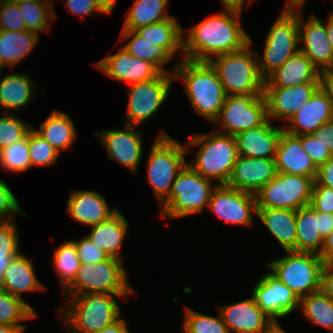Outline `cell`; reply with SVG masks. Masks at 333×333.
Here are the masks:
<instances>
[{
  "label": "cell",
  "instance_id": "cell-1",
  "mask_svg": "<svg viewBox=\"0 0 333 333\" xmlns=\"http://www.w3.org/2000/svg\"><path fill=\"white\" fill-rule=\"evenodd\" d=\"M242 12L225 9L189 29L183 41L184 59L209 62L213 56L236 52L250 43L241 28Z\"/></svg>",
  "mask_w": 333,
  "mask_h": 333
},
{
  "label": "cell",
  "instance_id": "cell-2",
  "mask_svg": "<svg viewBox=\"0 0 333 333\" xmlns=\"http://www.w3.org/2000/svg\"><path fill=\"white\" fill-rule=\"evenodd\" d=\"M171 71L175 80L184 81L185 91L196 113L214 122L220 114L226 93L211 64L183 58Z\"/></svg>",
  "mask_w": 333,
  "mask_h": 333
},
{
  "label": "cell",
  "instance_id": "cell-3",
  "mask_svg": "<svg viewBox=\"0 0 333 333\" xmlns=\"http://www.w3.org/2000/svg\"><path fill=\"white\" fill-rule=\"evenodd\" d=\"M134 294H82L72 296L68 305L57 311L72 333H90L113 324L122 315L115 297L126 299Z\"/></svg>",
  "mask_w": 333,
  "mask_h": 333
},
{
  "label": "cell",
  "instance_id": "cell-4",
  "mask_svg": "<svg viewBox=\"0 0 333 333\" xmlns=\"http://www.w3.org/2000/svg\"><path fill=\"white\" fill-rule=\"evenodd\" d=\"M187 145L199 146L195 162L188 164L206 179L226 185L238 157L235 137L215 131L191 136Z\"/></svg>",
  "mask_w": 333,
  "mask_h": 333
},
{
  "label": "cell",
  "instance_id": "cell-5",
  "mask_svg": "<svg viewBox=\"0 0 333 333\" xmlns=\"http://www.w3.org/2000/svg\"><path fill=\"white\" fill-rule=\"evenodd\" d=\"M252 39L243 49L211 59L218 78L228 95H263L264 79L258 69L257 53L251 49Z\"/></svg>",
  "mask_w": 333,
  "mask_h": 333
},
{
  "label": "cell",
  "instance_id": "cell-6",
  "mask_svg": "<svg viewBox=\"0 0 333 333\" xmlns=\"http://www.w3.org/2000/svg\"><path fill=\"white\" fill-rule=\"evenodd\" d=\"M213 183L187 163L178 173L169 196L161 203V218H182L202 212L217 187Z\"/></svg>",
  "mask_w": 333,
  "mask_h": 333
},
{
  "label": "cell",
  "instance_id": "cell-7",
  "mask_svg": "<svg viewBox=\"0 0 333 333\" xmlns=\"http://www.w3.org/2000/svg\"><path fill=\"white\" fill-rule=\"evenodd\" d=\"M187 147L161 131L151 146L147 160V179L161 204L170 194L172 185L188 163Z\"/></svg>",
  "mask_w": 333,
  "mask_h": 333
},
{
  "label": "cell",
  "instance_id": "cell-8",
  "mask_svg": "<svg viewBox=\"0 0 333 333\" xmlns=\"http://www.w3.org/2000/svg\"><path fill=\"white\" fill-rule=\"evenodd\" d=\"M64 295L135 294L129 285L123 260L109 257L94 263H81L74 281L63 291Z\"/></svg>",
  "mask_w": 333,
  "mask_h": 333
},
{
  "label": "cell",
  "instance_id": "cell-9",
  "mask_svg": "<svg viewBox=\"0 0 333 333\" xmlns=\"http://www.w3.org/2000/svg\"><path fill=\"white\" fill-rule=\"evenodd\" d=\"M286 256L266 263L272 273L300 299L321 290L324 262L319 254L286 251Z\"/></svg>",
  "mask_w": 333,
  "mask_h": 333
},
{
  "label": "cell",
  "instance_id": "cell-10",
  "mask_svg": "<svg viewBox=\"0 0 333 333\" xmlns=\"http://www.w3.org/2000/svg\"><path fill=\"white\" fill-rule=\"evenodd\" d=\"M299 43V12L283 11L267 33L263 56L257 53L261 77L266 80L297 53Z\"/></svg>",
  "mask_w": 333,
  "mask_h": 333
},
{
  "label": "cell",
  "instance_id": "cell-11",
  "mask_svg": "<svg viewBox=\"0 0 333 333\" xmlns=\"http://www.w3.org/2000/svg\"><path fill=\"white\" fill-rule=\"evenodd\" d=\"M315 177L277 172L256 194L257 209L298 210L310 204Z\"/></svg>",
  "mask_w": 333,
  "mask_h": 333
},
{
  "label": "cell",
  "instance_id": "cell-12",
  "mask_svg": "<svg viewBox=\"0 0 333 333\" xmlns=\"http://www.w3.org/2000/svg\"><path fill=\"white\" fill-rule=\"evenodd\" d=\"M268 120L267 105L263 95H228L218 118L219 132L236 134L263 125ZM224 130V131H223Z\"/></svg>",
  "mask_w": 333,
  "mask_h": 333
},
{
  "label": "cell",
  "instance_id": "cell-13",
  "mask_svg": "<svg viewBox=\"0 0 333 333\" xmlns=\"http://www.w3.org/2000/svg\"><path fill=\"white\" fill-rule=\"evenodd\" d=\"M173 81L174 73H161L152 80L128 85L126 124L139 126L157 113L166 101Z\"/></svg>",
  "mask_w": 333,
  "mask_h": 333
},
{
  "label": "cell",
  "instance_id": "cell-14",
  "mask_svg": "<svg viewBox=\"0 0 333 333\" xmlns=\"http://www.w3.org/2000/svg\"><path fill=\"white\" fill-rule=\"evenodd\" d=\"M208 207L226 224L251 226L252 213L257 215L255 194L227 185H217L212 192Z\"/></svg>",
  "mask_w": 333,
  "mask_h": 333
},
{
  "label": "cell",
  "instance_id": "cell-15",
  "mask_svg": "<svg viewBox=\"0 0 333 333\" xmlns=\"http://www.w3.org/2000/svg\"><path fill=\"white\" fill-rule=\"evenodd\" d=\"M251 293L258 307L275 323H278L277 318H284L299 309L300 299L272 272L261 277Z\"/></svg>",
  "mask_w": 333,
  "mask_h": 333
},
{
  "label": "cell",
  "instance_id": "cell-16",
  "mask_svg": "<svg viewBox=\"0 0 333 333\" xmlns=\"http://www.w3.org/2000/svg\"><path fill=\"white\" fill-rule=\"evenodd\" d=\"M125 128L126 130L95 131V137L100 138L110 160H116L130 172L137 174L143 154L142 133L136 130L137 126L126 124Z\"/></svg>",
  "mask_w": 333,
  "mask_h": 333
},
{
  "label": "cell",
  "instance_id": "cell-17",
  "mask_svg": "<svg viewBox=\"0 0 333 333\" xmlns=\"http://www.w3.org/2000/svg\"><path fill=\"white\" fill-rule=\"evenodd\" d=\"M319 88V82H309L292 87H264L263 96L267 105L268 119L289 120Z\"/></svg>",
  "mask_w": 333,
  "mask_h": 333
},
{
  "label": "cell",
  "instance_id": "cell-18",
  "mask_svg": "<svg viewBox=\"0 0 333 333\" xmlns=\"http://www.w3.org/2000/svg\"><path fill=\"white\" fill-rule=\"evenodd\" d=\"M94 65L109 77L128 85L152 80L162 73L154 64L133 57L122 47Z\"/></svg>",
  "mask_w": 333,
  "mask_h": 333
},
{
  "label": "cell",
  "instance_id": "cell-19",
  "mask_svg": "<svg viewBox=\"0 0 333 333\" xmlns=\"http://www.w3.org/2000/svg\"><path fill=\"white\" fill-rule=\"evenodd\" d=\"M229 333H264L275 322L256 304L254 297L218 307Z\"/></svg>",
  "mask_w": 333,
  "mask_h": 333
},
{
  "label": "cell",
  "instance_id": "cell-20",
  "mask_svg": "<svg viewBox=\"0 0 333 333\" xmlns=\"http://www.w3.org/2000/svg\"><path fill=\"white\" fill-rule=\"evenodd\" d=\"M301 18L300 11L299 39L303 42L300 51L319 71L333 69V52L325 24L315 15H310V18L304 22Z\"/></svg>",
  "mask_w": 333,
  "mask_h": 333
},
{
  "label": "cell",
  "instance_id": "cell-21",
  "mask_svg": "<svg viewBox=\"0 0 333 333\" xmlns=\"http://www.w3.org/2000/svg\"><path fill=\"white\" fill-rule=\"evenodd\" d=\"M277 174L275 159L238 155L227 186L256 194Z\"/></svg>",
  "mask_w": 333,
  "mask_h": 333
},
{
  "label": "cell",
  "instance_id": "cell-22",
  "mask_svg": "<svg viewBox=\"0 0 333 333\" xmlns=\"http://www.w3.org/2000/svg\"><path fill=\"white\" fill-rule=\"evenodd\" d=\"M333 120V108L325 93L318 88L309 102L305 103L288 121L284 131L297 136L316 132L325 122Z\"/></svg>",
  "mask_w": 333,
  "mask_h": 333
},
{
  "label": "cell",
  "instance_id": "cell-23",
  "mask_svg": "<svg viewBox=\"0 0 333 333\" xmlns=\"http://www.w3.org/2000/svg\"><path fill=\"white\" fill-rule=\"evenodd\" d=\"M284 129L273 127L268 119L263 125L236 134L238 155L250 158H273Z\"/></svg>",
  "mask_w": 333,
  "mask_h": 333
},
{
  "label": "cell",
  "instance_id": "cell-24",
  "mask_svg": "<svg viewBox=\"0 0 333 333\" xmlns=\"http://www.w3.org/2000/svg\"><path fill=\"white\" fill-rule=\"evenodd\" d=\"M276 170L301 176L316 177L317 167L304 151L297 136L283 131L275 154Z\"/></svg>",
  "mask_w": 333,
  "mask_h": 333
},
{
  "label": "cell",
  "instance_id": "cell-25",
  "mask_svg": "<svg viewBox=\"0 0 333 333\" xmlns=\"http://www.w3.org/2000/svg\"><path fill=\"white\" fill-rule=\"evenodd\" d=\"M119 209H109L104 197L96 191L74 190L67 201V213L77 222L89 226L109 219Z\"/></svg>",
  "mask_w": 333,
  "mask_h": 333
},
{
  "label": "cell",
  "instance_id": "cell-26",
  "mask_svg": "<svg viewBox=\"0 0 333 333\" xmlns=\"http://www.w3.org/2000/svg\"><path fill=\"white\" fill-rule=\"evenodd\" d=\"M319 72L311 60L299 50L264 81V87L288 88L319 82Z\"/></svg>",
  "mask_w": 333,
  "mask_h": 333
},
{
  "label": "cell",
  "instance_id": "cell-27",
  "mask_svg": "<svg viewBox=\"0 0 333 333\" xmlns=\"http://www.w3.org/2000/svg\"><path fill=\"white\" fill-rule=\"evenodd\" d=\"M0 288L21 299L25 292L46 290L37 279L31 260L21 252L11 260L0 280Z\"/></svg>",
  "mask_w": 333,
  "mask_h": 333
},
{
  "label": "cell",
  "instance_id": "cell-28",
  "mask_svg": "<svg viewBox=\"0 0 333 333\" xmlns=\"http://www.w3.org/2000/svg\"><path fill=\"white\" fill-rule=\"evenodd\" d=\"M127 229L128 221L118 210L109 219L93 225L90 234L86 236L109 257L123 260V257L120 256V248L128 233Z\"/></svg>",
  "mask_w": 333,
  "mask_h": 333
},
{
  "label": "cell",
  "instance_id": "cell-29",
  "mask_svg": "<svg viewBox=\"0 0 333 333\" xmlns=\"http://www.w3.org/2000/svg\"><path fill=\"white\" fill-rule=\"evenodd\" d=\"M284 251H296V211L280 208L257 209L256 215Z\"/></svg>",
  "mask_w": 333,
  "mask_h": 333
},
{
  "label": "cell",
  "instance_id": "cell-30",
  "mask_svg": "<svg viewBox=\"0 0 333 333\" xmlns=\"http://www.w3.org/2000/svg\"><path fill=\"white\" fill-rule=\"evenodd\" d=\"M26 74L14 72L0 77V107L4 109V113L20 110L34 97L35 84L31 76Z\"/></svg>",
  "mask_w": 333,
  "mask_h": 333
},
{
  "label": "cell",
  "instance_id": "cell-31",
  "mask_svg": "<svg viewBox=\"0 0 333 333\" xmlns=\"http://www.w3.org/2000/svg\"><path fill=\"white\" fill-rule=\"evenodd\" d=\"M296 252L320 254L324 239L320 235V212L310 205L296 210Z\"/></svg>",
  "mask_w": 333,
  "mask_h": 333
},
{
  "label": "cell",
  "instance_id": "cell-32",
  "mask_svg": "<svg viewBox=\"0 0 333 333\" xmlns=\"http://www.w3.org/2000/svg\"><path fill=\"white\" fill-rule=\"evenodd\" d=\"M141 38L153 43V46L164 47L173 57L183 51L186 36L175 17L165 19L134 30Z\"/></svg>",
  "mask_w": 333,
  "mask_h": 333
},
{
  "label": "cell",
  "instance_id": "cell-33",
  "mask_svg": "<svg viewBox=\"0 0 333 333\" xmlns=\"http://www.w3.org/2000/svg\"><path fill=\"white\" fill-rule=\"evenodd\" d=\"M39 35L29 30H0V64L14 67L36 46Z\"/></svg>",
  "mask_w": 333,
  "mask_h": 333
},
{
  "label": "cell",
  "instance_id": "cell-34",
  "mask_svg": "<svg viewBox=\"0 0 333 333\" xmlns=\"http://www.w3.org/2000/svg\"><path fill=\"white\" fill-rule=\"evenodd\" d=\"M35 131L48 141L59 153L67 150L75 141L76 128L70 116L54 110Z\"/></svg>",
  "mask_w": 333,
  "mask_h": 333
},
{
  "label": "cell",
  "instance_id": "cell-35",
  "mask_svg": "<svg viewBox=\"0 0 333 333\" xmlns=\"http://www.w3.org/2000/svg\"><path fill=\"white\" fill-rule=\"evenodd\" d=\"M127 39L131 40L123 48L133 57L154 64L162 73H172L171 70L164 69V66L173 59L164 47L153 46V43L141 38L134 30H122L119 41Z\"/></svg>",
  "mask_w": 333,
  "mask_h": 333
},
{
  "label": "cell",
  "instance_id": "cell-36",
  "mask_svg": "<svg viewBox=\"0 0 333 333\" xmlns=\"http://www.w3.org/2000/svg\"><path fill=\"white\" fill-rule=\"evenodd\" d=\"M122 30H135L173 16L165 11L169 0H133Z\"/></svg>",
  "mask_w": 333,
  "mask_h": 333
},
{
  "label": "cell",
  "instance_id": "cell-37",
  "mask_svg": "<svg viewBox=\"0 0 333 333\" xmlns=\"http://www.w3.org/2000/svg\"><path fill=\"white\" fill-rule=\"evenodd\" d=\"M299 308L313 324L333 333V300L322 290L300 298Z\"/></svg>",
  "mask_w": 333,
  "mask_h": 333
},
{
  "label": "cell",
  "instance_id": "cell-38",
  "mask_svg": "<svg viewBox=\"0 0 333 333\" xmlns=\"http://www.w3.org/2000/svg\"><path fill=\"white\" fill-rule=\"evenodd\" d=\"M27 30L35 32L49 31L56 18L50 1H27L18 4Z\"/></svg>",
  "mask_w": 333,
  "mask_h": 333
},
{
  "label": "cell",
  "instance_id": "cell-39",
  "mask_svg": "<svg viewBox=\"0 0 333 333\" xmlns=\"http://www.w3.org/2000/svg\"><path fill=\"white\" fill-rule=\"evenodd\" d=\"M35 310L23 299L0 288V325L26 326L20 321L34 319Z\"/></svg>",
  "mask_w": 333,
  "mask_h": 333
},
{
  "label": "cell",
  "instance_id": "cell-40",
  "mask_svg": "<svg viewBox=\"0 0 333 333\" xmlns=\"http://www.w3.org/2000/svg\"><path fill=\"white\" fill-rule=\"evenodd\" d=\"M53 259L64 291L74 281L81 264L74 241H66L55 248Z\"/></svg>",
  "mask_w": 333,
  "mask_h": 333
},
{
  "label": "cell",
  "instance_id": "cell-41",
  "mask_svg": "<svg viewBox=\"0 0 333 333\" xmlns=\"http://www.w3.org/2000/svg\"><path fill=\"white\" fill-rule=\"evenodd\" d=\"M0 166L12 173L27 171L32 166L28 148V134L25 138L0 151Z\"/></svg>",
  "mask_w": 333,
  "mask_h": 333
},
{
  "label": "cell",
  "instance_id": "cell-42",
  "mask_svg": "<svg viewBox=\"0 0 333 333\" xmlns=\"http://www.w3.org/2000/svg\"><path fill=\"white\" fill-rule=\"evenodd\" d=\"M185 310L184 333H229L220 313L218 317H214L188 307Z\"/></svg>",
  "mask_w": 333,
  "mask_h": 333
},
{
  "label": "cell",
  "instance_id": "cell-43",
  "mask_svg": "<svg viewBox=\"0 0 333 333\" xmlns=\"http://www.w3.org/2000/svg\"><path fill=\"white\" fill-rule=\"evenodd\" d=\"M15 221H0V280L11 260L19 251L18 229Z\"/></svg>",
  "mask_w": 333,
  "mask_h": 333
},
{
  "label": "cell",
  "instance_id": "cell-44",
  "mask_svg": "<svg viewBox=\"0 0 333 333\" xmlns=\"http://www.w3.org/2000/svg\"><path fill=\"white\" fill-rule=\"evenodd\" d=\"M28 148L32 166H49L58 161L60 153L34 127L28 132Z\"/></svg>",
  "mask_w": 333,
  "mask_h": 333
},
{
  "label": "cell",
  "instance_id": "cell-45",
  "mask_svg": "<svg viewBox=\"0 0 333 333\" xmlns=\"http://www.w3.org/2000/svg\"><path fill=\"white\" fill-rule=\"evenodd\" d=\"M33 127L16 115H0V151L8 145L25 138Z\"/></svg>",
  "mask_w": 333,
  "mask_h": 333
},
{
  "label": "cell",
  "instance_id": "cell-46",
  "mask_svg": "<svg viewBox=\"0 0 333 333\" xmlns=\"http://www.w3.org/2000/svg\"><path fill=\"white\" fill-rule=\"evenodd\" d=\"M68 11L81 18L93 14L94 11L111 14L117 0H64Z\"/></svg>",
  "mask_w": 333,
  "mask_h": 333
},
{
  "label": "cell",
  "instance_id": "cell-47",
  "mask_svg": "<svg viewBox=\"0 0 333 333\" xmlns=\"http://www.w3.org/2000/svg\"><path fill=\"white\" fill-rule=\"evenodd\" d=\"M0 30H27L18 4L0 2Z\"/></svg>",
  "mask_w": 333,
  "mask_h": 333
},
{
  "label": "cell",
  "instance_id": "cell-48",
  "mask_svg": "<svg viewBox=\"0 0 333 333\" xmlns=\"http://www.w3.org/2000/svg\"><path fill=\"white\" fill-rule=\"evenodd\" d=\"M297 137L300 139L304 151L312 159L317 168L332 157L319 138H315L312 134L297 135Z\"/></svg>",
  "mask_w": 333,
  "mask_h": 333
},
{
  "label": "cell",
  "instance_id": "cell-49",
  "mask_svg": "<svg viewBox=\"0 0 333 333\" xmlns=\"http://www.w3.org/2000/svg\"><path fill=\"white\" fill-rule=\"evenodd\" d=\"M15 213L23 214L24 217H28V215L22 211L10 187L4 180L0 179V221L13 220L11 214Z\"/></svg>",
  "mask_w": 333,
  "mask_h": 333
},
{
  "label": "cell",
  "instance_id": "cell-50",
  "mask_svg": "<svg viewBox=\"0 0 333 333\" xmlns=\"http://www.w3.org/2000/svg\"><path fill=\"white\" fill-rule=\"evenodd\" d=\"M74 243L81 263L94 264L109 258L106 252L97 248L87 236L78 241L74 240Z\"/></svg>",
  "mask_w": 333,
  "mask_h": 333
},
{
  "label": "cell",
  "instance_id": "cell-51",
  "mask_svg": "<svg viewBox=\"0 0 333 333\" xmlns=\"http://www.w3.org/2000/svg\"><path fill=\"white\" fill-rule=\"evenodd\" d=\"M309 205L317 212L333 214V189L313 184Z\"/></svg>",
  "mask_w": 333,
  "mask_h": 333
},
{
  "label": "cell",
  "instance_id": "cell-52",
  "mask_svg": "<svg viewBox=\"0 0 333 333\" xmlns=\"http://www.w3.org/2000/svg\"><path fill=\"white\" fill-rule=\"evenodd\" d=\"M314 184H320L333 189V156L326 163L317 168Z\"/></svg>",
  "mask_w": 333,
  "mask_h": 333
},
{
  "label": "cell",
  "instance_id": "cell-53",
  "mask_svg": "<svg viewBox=\"0 0 333 333\" xmlns=\"http://www.w3.org/2000/svg\"><path fill=\"white\" fill-rule=\"evenodd\" d=\"M312 135L315 138H319L333 156V120L325 122Z\"/></svg>",
  "mask_w": 333,
  "mask_h": 333
},
{
  "label": "cell",
  "instance_id": "cell-54",
  "mask_svg": "<svg viewBox=\"0 0 333 333\" xmlns=\"http://www.w3.org/2000/svg\"><path fill=\"white\" fill-rule=\"evenodd\" d=\"M319 88L325 93L333 108V69L319 72Z\"/></svg>",
  "mask_w": 333,
  "mask_h": 333
},
{
  "label": "cell",
  "instance_id": "cell-55",
  "mask_svg": "<svg viewBox=\"0 0 333 333\" xmlns=\"http://www.w3.org/2000/svg\"><path fill=\"white\" fill-rule=\"evenodd\" d=\"M321 290L333 300V263H325L322 270Z\"/></svg>",
  "mask_w": 333,
  "mask_h": 333
},
{
  "label": "cell",
  "instance_id": "cell-56",
  "mask_svg": "<svg viewBox=\"0 0 333 333\" xmlns=\"http://www.w3.org/2000/svg\"><path fill=\"white\" fill-rule=\"evenodd\" d=\"M319 256L322 258L324 263H333V230L325 238Z\"/></svg>",
  "mask_w": 333,
  "mask_h": 333
},
{
  "label": "cell",
  "instance_id": "cell-57",
  "mask_svg": "<svg viewBox=\"0 0 333 333\" xmlns=\"http://www.w3.org/2000/svg\"><path fill=\"white\" fill-rule=\"evenodd\" d=\"M333 230V214L321 213L320 212V235L325 238Z\"/></svg>",
  "mask_w": 333,
  "mask_h": 333
},
{
  "label": "cell",
  "instance_id": "cell-58",
  "mask_svg": "<svg viewBox=\"0 0 333 333\" xmlns=\"http://www.w3.org/2000/svg\"><path fill=\"white\" fill-rule=\"evenodd\" d=\"M90 333H131V332L129 331L125 320L120 317L117 321L105 327L104 329Z\"/></svg>",
  "mask_w": 333,
  "mask_h": 333
},
{
  "label": "cell",
  "instance_id": "cell-59",
  "mask_svg": "<svg viewBox=\"0 0 333 333\" xmlns=\"http://www.w3.org/2000/svg\"><path fill=\"white\" fill-rule=\"evenodd\" d=\"M250 3H253L255 0H248ZM224 9H231L243 12V6H245L246 0H221Z\"/></svg>",
  "mask_w": 333,
  "mask_h": 333
},
{
  "label": "cell",
  "instance_id": "cell-60",
  "mask_svg": "<svg viewBox=\"0 0 333 333\" xmlns=\"http://www.w3.org/2000/svg\"><path fill=\"white\" fill-rule=\"evenodd\" d=\"M306 1L307 0H286L287 3L282 11L300 12L301 7L304 6Z\"/></svg>",
  "mask_w": 333,
  "mask_h": 333
},
{
  "label": "cell",
  "instance_id": "cell-61",
  "mask_svg": "<svg viewBox=\"0 0 333 333\" xmlns=\"http://www.w3.org/2000/svg\"><path fill=\"white\" fill-rule=\"evenodd\" d=\"M27 326L0 325V333H24Z\"/></svg>",
  "mask_w": 333,
  "mask_h": 333
},
{
  "label": "cell",
  "instance_id": "cell-62",
  "mask_svg": "<svg viewBox=\"0 0 333 333\" xmlns=\"http://www.w3.org/2000/svg\"><path fill=\"white\" fill-rule=\"evenodd\" d=\"M328 21L325 23V27L327 30V36L331 44L332 52H333V12H331L328 16Z\"/></svg>",
  "mask_w": 333,
  "mask_h": 333
},
{
  "label": "cell",
  "instance_id": "cell-63",
  "mask_svg": "<svg viewBox=\"0 0 333 333\" xmlns=\"http://www.w3.org/2000/svg\"><path fill=\"white\" fill-rule=\"evenodd\" d=\"M264 333H285L282 326L278 323H274L266 332Z\"/></svg>",
  "mask_w": 333,
  "mask_h": 333
},
{
  "label": "cell",
  "instance_id": "cell-64",
  "mask_svg": "<svg viewBox=\"0 0 333 333\" xmlns=\"http://www.w3.org/2000/svg\"><path fill=\"white\" fill-rule=\"evenodd\" d=\"M29 2V1H50V0H0V2H8V3H14V4H19L22 2Z\"/></svg>",
  "mask_w": 333,
  "mask_h": 333
},
{
  "label": "cell",
  "instance_id": "cell-65",
  "mask_svg": "<svg viewBox=\"0 0 333 333\" xmlns=\"http://www.w3.org/2000/svg\"><path fill=\"white\" fill-rule=\"evenodd\" d=\"M3 70V66L0 64V72Z\"/></svg>",
  "mask_w": 333,
  "mask_h": 333
}]
</instances>
